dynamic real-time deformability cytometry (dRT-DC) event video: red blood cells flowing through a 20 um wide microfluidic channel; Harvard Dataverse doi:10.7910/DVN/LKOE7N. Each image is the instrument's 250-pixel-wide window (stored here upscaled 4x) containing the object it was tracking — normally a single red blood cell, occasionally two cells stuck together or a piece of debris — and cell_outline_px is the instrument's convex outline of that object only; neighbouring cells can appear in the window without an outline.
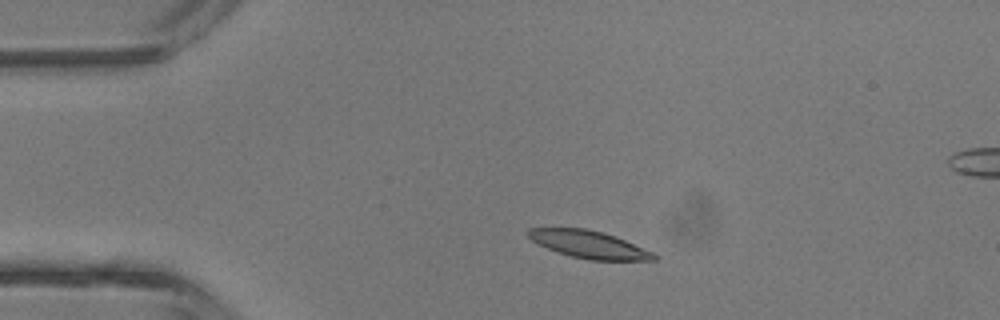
{"species": "common noctule bat (a hibernating species)", "species_latin": "Nyctalus noctula", "temperature_condition": "room temperature", "stored_images_in_passage": 4, "camera_frame_rate_fps": 3000, "um_per_image_px": 0.085, "animal": {"sex": "male", "body_mass_g": 13.3}, "frame": {"image": 1, "passage_image": 2, "time_ms": 1.333, "image_size_px": [1000, 320], "cell_outline_px": [[656, 260], [588, 260], [572, 256], [548, 248], [532, 240], [524, 232], [528, 228], [584, 228], [604, 232], [616, 236], [652, 252], [656, 256]], "centroid_in_image_um": [50.04, 20.76], "position_along_channel_um": 35.0, "area_um2": 19.88}}